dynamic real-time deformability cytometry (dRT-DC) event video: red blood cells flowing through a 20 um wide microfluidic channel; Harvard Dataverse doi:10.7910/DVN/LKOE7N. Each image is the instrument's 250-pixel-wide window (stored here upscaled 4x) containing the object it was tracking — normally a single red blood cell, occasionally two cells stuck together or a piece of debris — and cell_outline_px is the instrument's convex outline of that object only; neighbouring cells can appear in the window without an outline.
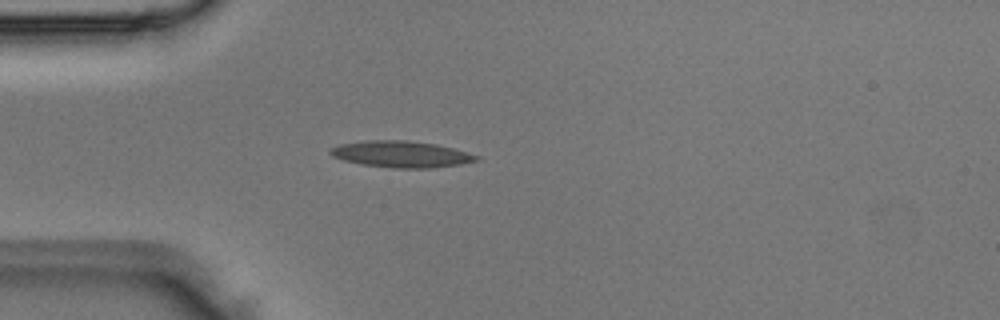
{"species": "Egyptian fruit bat (a non-hibernating species)", "species_latin": "Rousettus aegyptiacus", "temperature_condition": "room temperature", "stored_images_in_passage": 4, "camera_frame_rate_fps": 3000, "um_per_image_px": 0.085, "animal": {"sex": "male"}, "frame": {"image": 1, "passage_image": 4, "time_ms": 1.0, "image_size_px": [1000, 320], "cell_outline_px": [[480, 160], [460, 164], [432, 168], [392, 168], [360, 164], [344, 160], [332, 156], [328, 152], [332, 148], [340, 144], [364, 140], [404, 140], [436, 144], [452, 148], [480, 156]], "centroid_in_image_um": [34.09, 13.11], "position_along_channel_um": 50.9, "area_um2": 22.48}}